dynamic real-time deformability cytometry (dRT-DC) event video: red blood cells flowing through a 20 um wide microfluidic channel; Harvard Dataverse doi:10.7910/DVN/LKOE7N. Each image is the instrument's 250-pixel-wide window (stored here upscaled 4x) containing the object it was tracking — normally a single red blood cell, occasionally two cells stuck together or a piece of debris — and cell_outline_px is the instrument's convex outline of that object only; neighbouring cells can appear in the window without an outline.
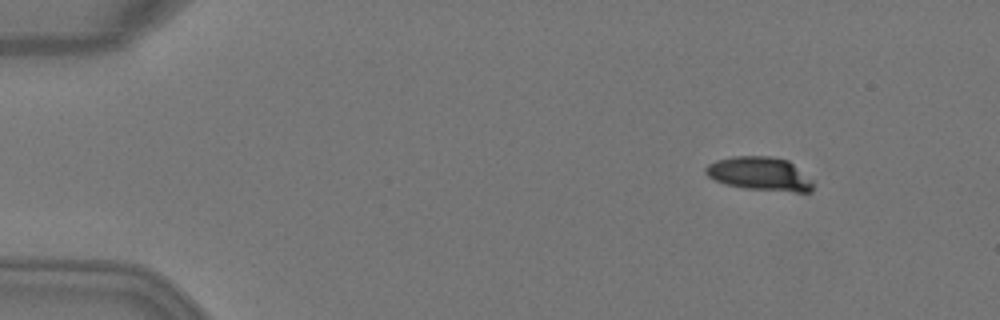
{"species": "Egyptian fruit bat (a non-hibernating species)", "species_latin": "Rousettus aegyptiacus", "temperature_condition": "warm", "stored_images_in_passage": 5, "camera_frame_rate_fps": 3000, "um_per_image_px": 0.085, "animal": {"sex": "female"}, "frame": {"image": 1, "passage_image": 2, "time_ms": 0.333, "image_size_px": [1000, 320], "cell_outline_px": [[812, 192], [796, 192], [744, 188], [724, 184], [708, 176], [704, 172], [704, 168], [708, 164], [716, 160], [732, 156], [772, 156], [788, 160], [812, 180]], "centroid_in_image_um": [64.55, 14.77], "position_along_channel_um": 20.4, "area_um2": 21.04}}
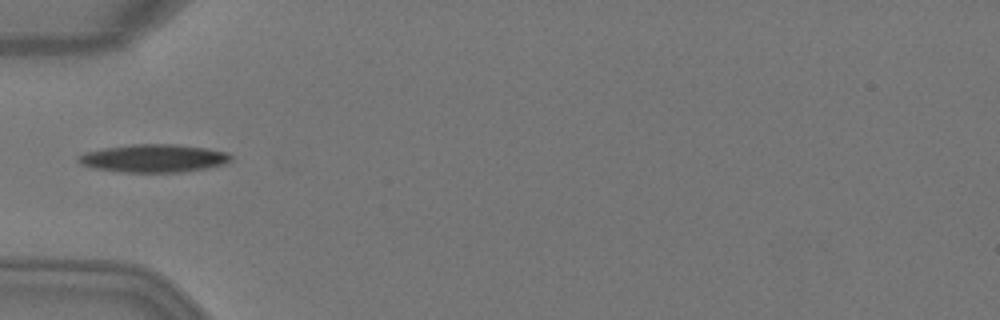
{"frame": {"image": 2, "passage_image": 5, "time_ms": 1.333, "image_size_px": [1000, 320], "cell_outline_px": [[232, 160], [224, 164], [204, 168], [180, 172], [120, 172], [96, 168], [80, 164], [76, 160], [76, 156], [84, 152], [104, 148], [132, 144], [176, 144], [208, 148], [228, 152], [232, 156]], "centroid_in_image_um": [13.05, 13.44], "position_along_channel_um": 71.9, "area_um2": 24.97}}